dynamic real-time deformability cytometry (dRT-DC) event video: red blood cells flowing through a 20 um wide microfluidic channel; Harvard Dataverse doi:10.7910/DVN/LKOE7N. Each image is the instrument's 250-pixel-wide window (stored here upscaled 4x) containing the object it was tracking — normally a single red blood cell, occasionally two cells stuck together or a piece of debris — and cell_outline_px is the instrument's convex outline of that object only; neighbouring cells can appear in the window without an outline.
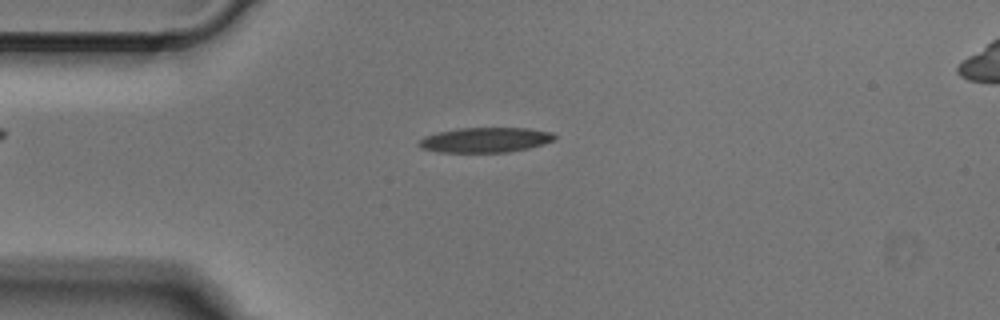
{"species": "Egyptian fruit bat (a non-hibernating species)", "species_latin": "Rousettus aegyptiacus", "temperature_condition": "cold", "stored_images_in_passage": 39, "camera_frame_rate_fps": 3000, "um_per_image_px": 0.085, "animal": {"sex": "male"}, "frame": {"image": 1, "passage_image": 1, "time_ms": 0.0, "image_size_px": [1000, 320], "cell_outline_px": [[556, 140], [544, 144], [528, 148], [508, 152], [440, 152], [420, 148], [416, 144], [424, 136], [436, 132], [456, 128], [528, 128], [552, 132], [556, 136]], "centroid_in_image_um": [41.24, 11.89], "position_along_channel_um": 43.8, "area_um2": 19.94}}
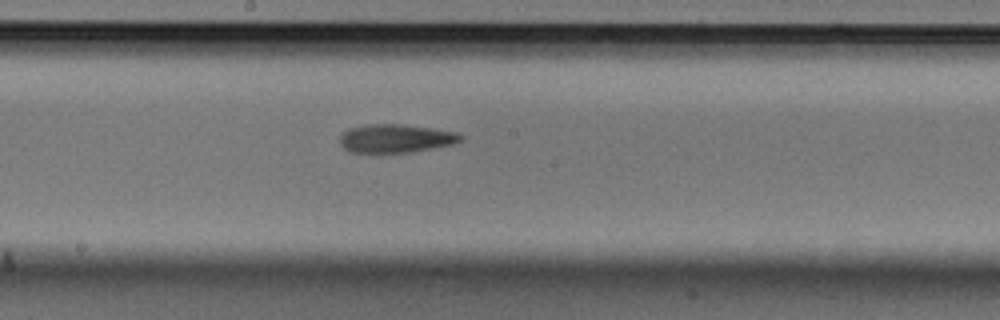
{"frame": {"image": 2, "passage_image": 15, "time_ms": 4.667, "image_size_px": [1000, 320], "cell_outline_px": [[464, 140], [452, 144], [432, 148], [408, 152], [352, 152], [344, 148], [340, 144], [340, 136], [348, 128], [368, 124], [404, 124], [432, 128], [456, 132], [464, 136]], "centroid_in_image_um": [33.65, 11.75], "position_along_channel_um": 214.5, "area_um2": 19.94}}
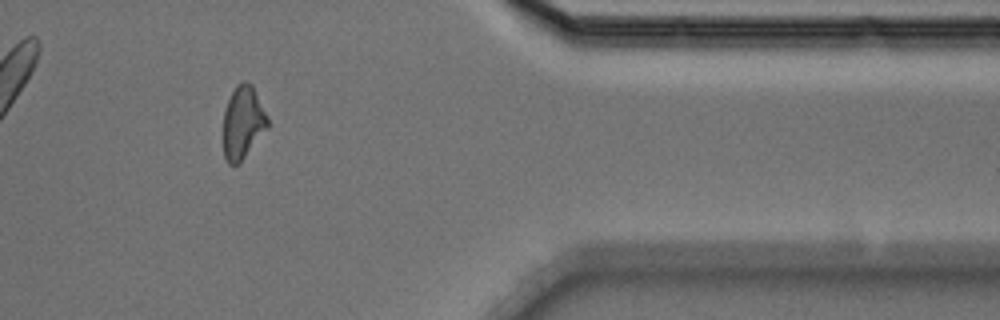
{"frame": {"image": 3, "passage_image": 30, "time_ms": 9.667, "image_size_px": [1000, 320], "cell_outline_px": [[268, 128], [240, 164], [228, 164], [224, 156], [224, 108], [236, 84], [240, 80], [244, 80], [252, 84], [268, 116]], "centroid_in_image_um": [20.66, 10.4], "position_along_channel_um": 390.7, "area_um2": 19.07}}